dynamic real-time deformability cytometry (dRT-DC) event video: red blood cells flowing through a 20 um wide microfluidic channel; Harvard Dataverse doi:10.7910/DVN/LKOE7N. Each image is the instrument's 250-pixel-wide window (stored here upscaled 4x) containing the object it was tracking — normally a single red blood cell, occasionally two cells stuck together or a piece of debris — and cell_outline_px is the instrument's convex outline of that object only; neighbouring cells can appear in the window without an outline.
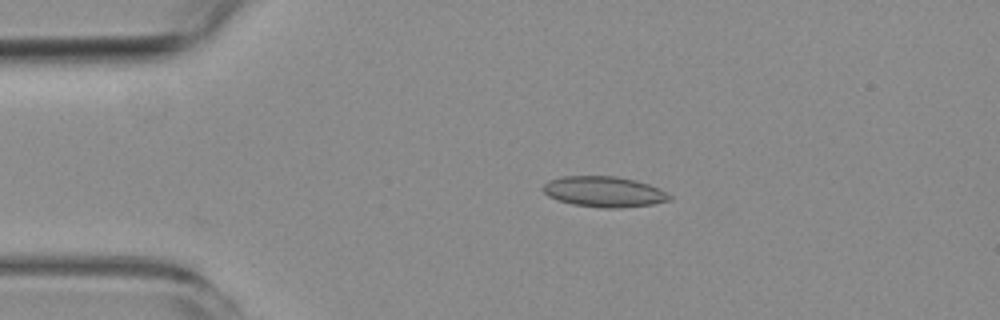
{"species": "common noctule bat (a hibernating species)", "species_latin": "Nyctalus noctula", "temperature_condition": "room temperature", "stored_images_in_passage": 4, "camera_frame_rate_fps": 3000, "um_per_image_px": 0.085, "animal": {"sex": "female", "body_mass_g": 19.3, "forearm_length_mm": 54.1}, "frame": {"image": 1, "passage_image": 3, "time_ms": 2.667, "image_size_px": [1000, 320], "cell_outline_px": [[672, 200], [652, 204], [620, 208], [604, 208], [572, 204], [548, 196], [540, 188], [548, 180], [564, 176], [616, 176], [636, 180], [648, 184], [672, 196]], "centroid_in_image_um": [51.32, 16.29], "position_along_channel_um": 33.7, "area_um2": 22.48}}